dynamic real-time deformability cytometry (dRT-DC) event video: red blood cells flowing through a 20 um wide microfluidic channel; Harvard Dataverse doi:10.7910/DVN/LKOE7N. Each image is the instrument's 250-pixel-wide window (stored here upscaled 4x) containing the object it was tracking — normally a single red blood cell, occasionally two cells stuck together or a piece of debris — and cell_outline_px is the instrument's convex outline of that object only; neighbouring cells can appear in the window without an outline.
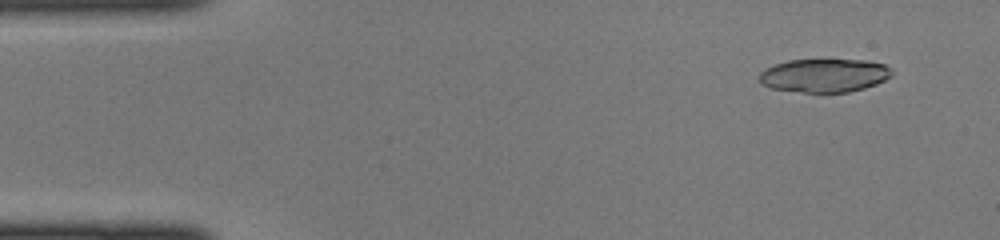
{"species": "common noctule bat (a hibernating species)", "species_latin": "Nyctalus noctula", "temperature_condition": "cold", "stored_images_in_passage": 43, "segment_of_instrument_passage": [1, 2], "camera_frame_rate_fps": 3000, "um_per_image_px": 0.085, "animal": {"sex": "female", "body_mass_g": 22.0, "forearm_length_mm": 56.7}, "frame": {"image": 1, "passage_image": 3, "time_ms": 0.667, "image_size_px": [1000, 240], "cell_outline_px": [[892, 76], [876, 84], [864, 88], [848, 92], [820, 96], [816, 96], [772, 88], [760, 84], [760, 72], [764, 68], [788, 60], [868, 60], [884, 64], [892, 68]], "centroid_in_image_um": [70.05, 6.46], "position_along_channel_um": 14.9, "area_um2": 26.82}}